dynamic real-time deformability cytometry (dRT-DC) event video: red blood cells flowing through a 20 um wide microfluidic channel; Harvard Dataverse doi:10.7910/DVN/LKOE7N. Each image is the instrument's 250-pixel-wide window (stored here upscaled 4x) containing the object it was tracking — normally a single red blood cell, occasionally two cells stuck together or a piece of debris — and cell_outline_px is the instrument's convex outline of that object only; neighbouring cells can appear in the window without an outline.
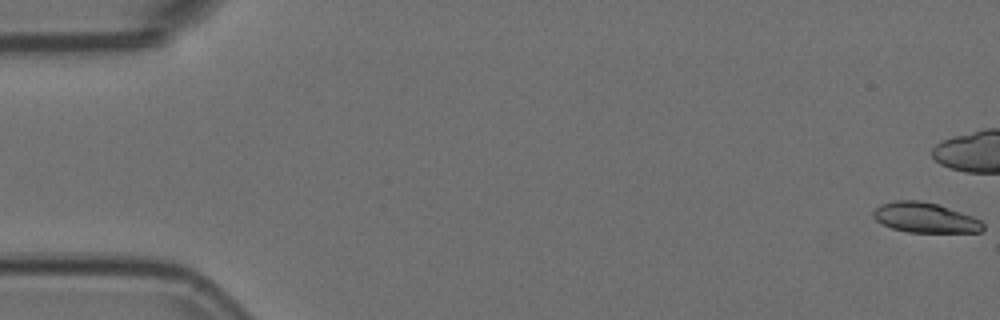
{"species": "Egyptian fruit bat (a non-hibernating species)", "species_latin": "Rousettus aegyptiacus", "temperature_condition": "room temperature", "stored_images_in_passage": 49, "camera_frame_rate_fps": 3000, "um_per_image_px": 0.085, "animal": {"sex": "female"}, "frame": {"image": 1, "passage_image": 1, "time_ms": 0.0, "image_size_px": [1000, 320], "cell_outline_px": [[984, 228], [980, 232], [908, 232], [892, 228], [876, 220], [872, 216], [872, 212], [880, 204], [892, 200], [920, 200], [936, 204], [972, 216], [980, 220], [984, 224]], "centroid_in_image_um": [78.6, 18.49], "position_along_channel_um": 6.4, "area_um2": 19.13}}
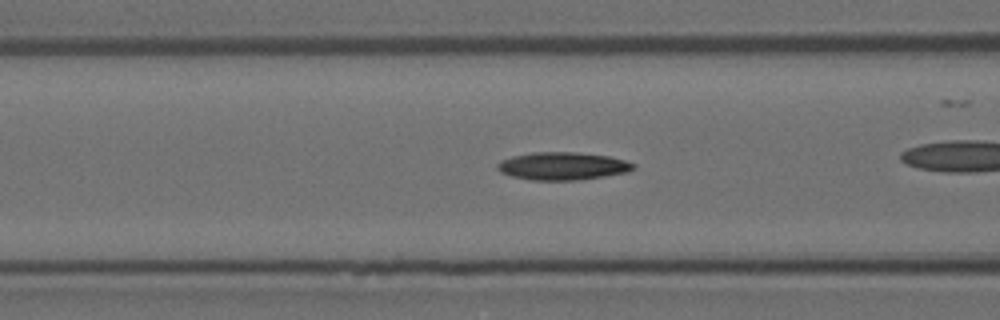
{"frame": {"image": 2, "passage_image": 22, "time_ms": 7.0, "image_size_px": [1000, 320], "cell_outline_px": [[636, 164], [628, 172], [580, 180], [532, 180], [512, 176], [500, 172], [496, 168], [496, 164], [500, 160], [512, 156], [532, 152], [572, 152], [608, 156], [624, 160]], "centroid_in_image_um": [47.77, 14.11], "position_along_channel_um": 118.8, "area_um2": 21.96}}
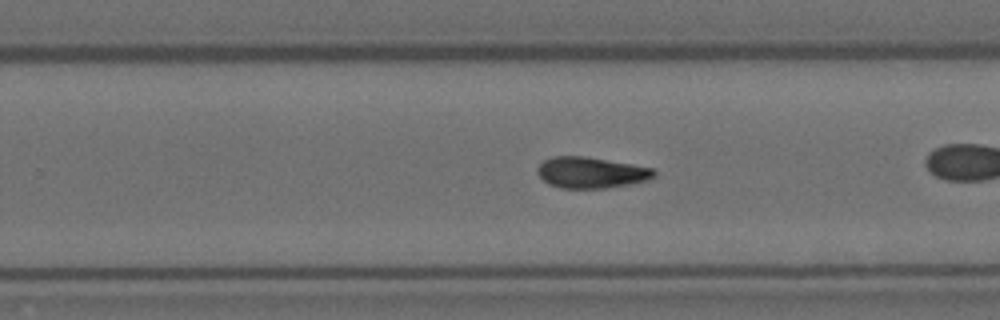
{"frame": {"image": 3, "passage_image": 35, "time_ms": 11.333, "image_size_px": [1000, 320], "cell_outline_px": [[656, 176], [648, 180], [632, 184], [604, 188], [560, 188], [548, 184], [536, 172], [536, 168], [544, 160], [552, 156], [584, 156], [632, 164], [652, 168], [656, 172]], "centroid_in_image_um": [50.24, 14.67], "position_along_channel_um": 279.6, "area_um2": 21.21}, "authors_computed_cell_mechanics": {"area_um2": 20.6924, "velocity_mm_per_s": 3.7183, "shape_relaxation_time_tau1_ms": 10.9976, "shape_relaxation_time_tau2_ms": null, "deformation_change_tau1": 0.2539, "deformation_change_tau2": null}}